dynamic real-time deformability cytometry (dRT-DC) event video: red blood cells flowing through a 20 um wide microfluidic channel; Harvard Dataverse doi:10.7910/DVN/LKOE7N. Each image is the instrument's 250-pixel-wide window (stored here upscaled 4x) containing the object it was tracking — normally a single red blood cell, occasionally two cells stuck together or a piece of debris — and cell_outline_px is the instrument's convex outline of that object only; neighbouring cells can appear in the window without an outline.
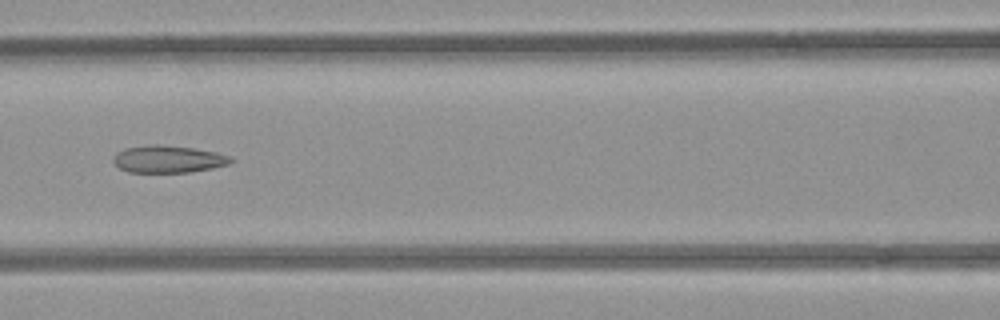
{"species": "common noctule bat (a hibernating species)", "species_latin": "Nyctalus noctula", "temperature_condition": "room temperature", "stored_images_in_passage": 4, "camera_frame_rate_fps": 3000, "um_per_image_px": 0.085, "animal": {"sex": "female", "body_mass_g": 21.9}, "frame": {"image": 1, "passage_image": 4, "time_ms": 3.333, "image_size_px": [1000, 320], "cell_outline_px": [[236, 160], [228, 164], [212, 168], [188, 172], [128, 172], [120, 168], [112, 160], [112, 156], [116, 152], [124, 148], [152, 144], [156, 144], [192, 148], [216, 152], [232, 156]], "centroid_in_image_um": [14.29, 13.52], "position_along_channel_um": 152.3, "area_um2": 18.73}}